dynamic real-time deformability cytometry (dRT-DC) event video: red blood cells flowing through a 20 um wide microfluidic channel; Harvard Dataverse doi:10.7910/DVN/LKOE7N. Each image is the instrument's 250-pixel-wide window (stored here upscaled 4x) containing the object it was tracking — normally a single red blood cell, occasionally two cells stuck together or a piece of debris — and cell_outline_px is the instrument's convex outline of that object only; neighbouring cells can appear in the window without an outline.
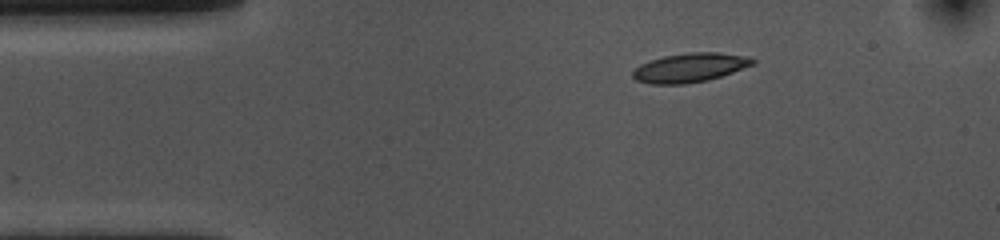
{"species": "common noctule bat (a hibernating species)", "species_latin": "Nyctalus noctula", "temperature_condition": "cold", "stored_images_in_passage": 48, "camera_frame_rate_fps": 3000, "um_per_image_px": 0.085, "animal": {"sex": "female", "body_mass_g": 10.0, "forearm_length_mm": 53.1}, "frame": {"image": 1, "passage_image": 1, "time_ms": 0.0, "image_size_px": [1000, 240], "cell_outline_px": [[756, 64], [708, 80], [684, 84], [652, 84], [636, 80], [632, 76], [632, 72], [640, 64], [648, 60], [664, 56], [688, 52], [716, 52], [752, 56], [756, 60]], "centroid_in_image_um": [58.67, 5.73], "position_along_channel_um": 26.3, "area_um2": 20.52}}
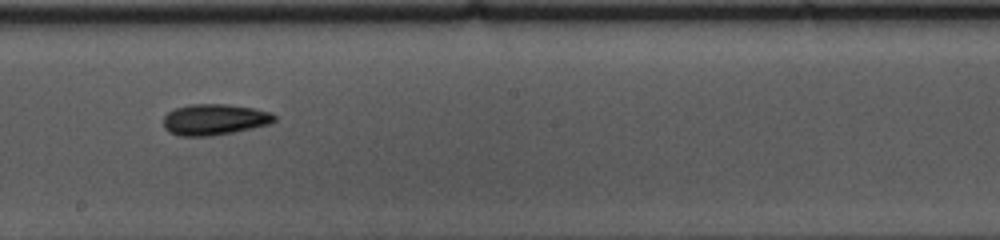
{"frame": {"image": 2, "passage_image": 22, "time_ms": 7.0, "image_size_px": [1000, 240], "cell_outline_px": [[276, 120], [268, 124], [252, 128], [232, 132], [208, 136], [180, 136], [168, 132], [164, 128], [164, 116], [168, 112], [176, 108], [192, 104], [228, 104], [252, 108], [272, 112], [276, 116]], "centroid_in_image_um": [18.22, 10.16], "position_along_channel_um": 230.0, "area_um2": 20.0}}
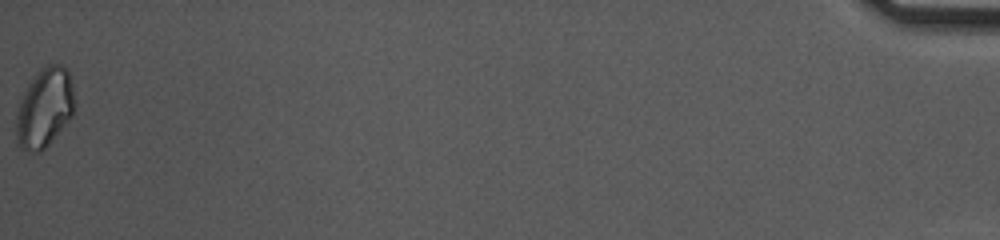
{"frame": {"image": 3, "passage_image": 48, "time_ms": 15.667, "image_size_px": [1000, 240], "cell_outline_px": [[76, 100], [72, 112], [64, 124], [48, 144], [40, 152], [24, 152], [20, 148], [16, 136], [16, 116], [20, 100], [32, 76], [40, 68], [48, 64], [60, 64], [68, 68]], "centroid_in_image_um": [3.77, 9.13], "position_along_channel_um": 431.4, "area_um2": 26.99}, "authors_computed_cell_mechanics": {"area_um2": 19.7387, "velocity_mm_per_s": 3.5526, "shape_relaxation_time_tau1_ms": 4.6144, "shape_relaxation_time_tau2_ms": 7.1865, "deformation_change_tau1": 0.1153, "deformation_change_tau2": 0.1051}}